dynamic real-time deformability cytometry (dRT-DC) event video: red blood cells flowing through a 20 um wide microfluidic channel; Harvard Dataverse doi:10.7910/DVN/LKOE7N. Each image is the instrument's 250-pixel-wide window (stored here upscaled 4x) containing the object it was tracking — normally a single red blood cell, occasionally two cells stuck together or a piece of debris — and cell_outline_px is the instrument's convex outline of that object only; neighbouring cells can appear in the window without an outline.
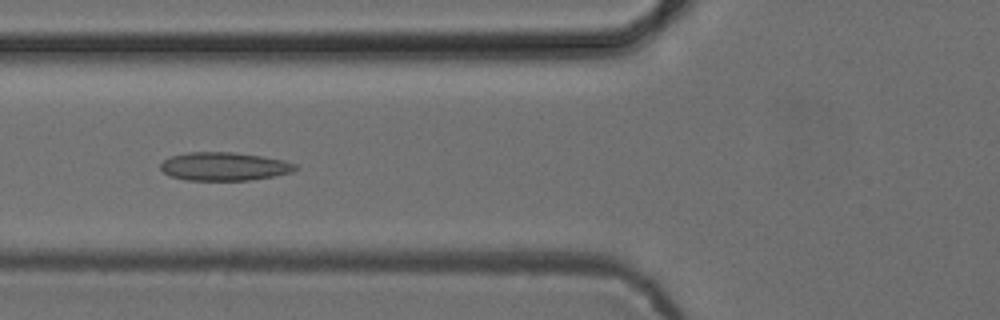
{"species": "common noctule bat (a hibernating species)", "species_latin": "Nyctalus noctula", "temperature_condition": "cold", "stored_images_in_passage": 52, "camera_frame_rate_fps": 3000, "um_per_image_px": 0.085, "animal": {"sex": "female", "body_mass_g": 24.6, "forearm_length_mm": 56.2}, "frame": {"image": 1, "passage_image": 20, "time_ms": 6.333, "image_size_px": [1000, 320], "cell_outline_px": [[300, 168], [292, 172], [276, 176], [248, 180], [184, 180], [172, 176], [164, 172], [160, 168], [160, 164], [164, 160], [172, 156], [188, 152], [236, 152], [284, 160], [296, 164]], "centroid_in_image_um": [19.09, 14.14], "position_along_channel_um": 106.7, "area_um2": 22.31}}
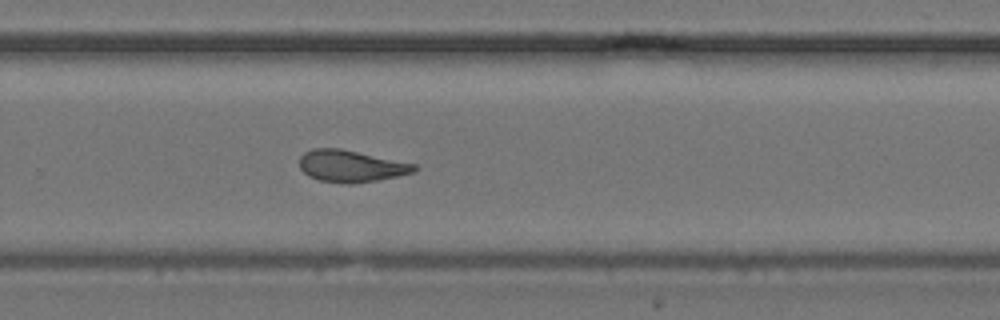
{"frame": {"image": 2, "passage_image": 35, "time_ms": 11.333, "image_size_px": [1000, 320], "cell_outline_px": [[420, 168], [416, 172], [376, 180], [352, 184], [348, 184], [320, 180], [308, 176], [300, 168], [300, 156], [304, 152], [312, 148], [340, 148], [416, 164]], "centroid_in_image_um": [29.84, 14.11], "position_along_channel_um": 300.0, "area_um2": 21.33}}
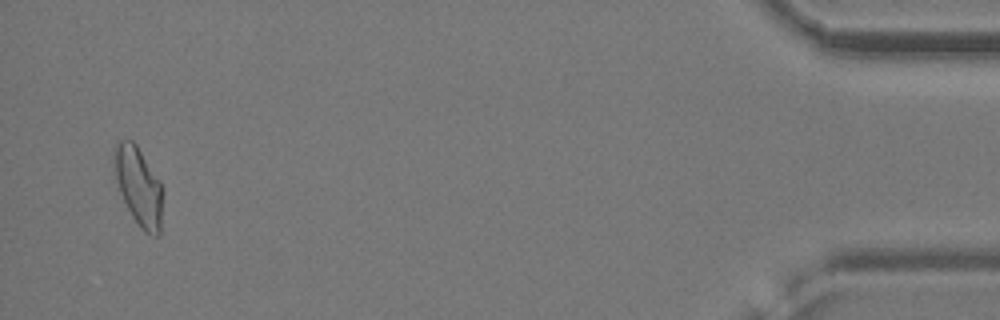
{"frame": {"image": 3, "passage_image": 51, "time_ms": 16.667, "image_size_px": [1000, 320], "cell_outline_px": [[164, 192], [160, 236], [152, 236], [144, 232], [140, 228], [132, 216], [120, 192], [116, 180], [112, 160], [112, 148], [116, 140], [132, 140], [136, 144], [160, 180], [164, 188]], "centroid_in_image_um": [11.79, 15.82], "position_along_channel_um": 423.4, "area_um2": 22.95}, "authors_computed_cell_mechanics": {"area_um2": 21.7617, "velocity_mm_per_s": 3.867, "shape_relaxation_time_tau1_ms": null, "shape_relaxation_time_tau2_ms": 2.9708, "deformation_change_tau1": null, "deformation_change_tau2": 0.0906}}